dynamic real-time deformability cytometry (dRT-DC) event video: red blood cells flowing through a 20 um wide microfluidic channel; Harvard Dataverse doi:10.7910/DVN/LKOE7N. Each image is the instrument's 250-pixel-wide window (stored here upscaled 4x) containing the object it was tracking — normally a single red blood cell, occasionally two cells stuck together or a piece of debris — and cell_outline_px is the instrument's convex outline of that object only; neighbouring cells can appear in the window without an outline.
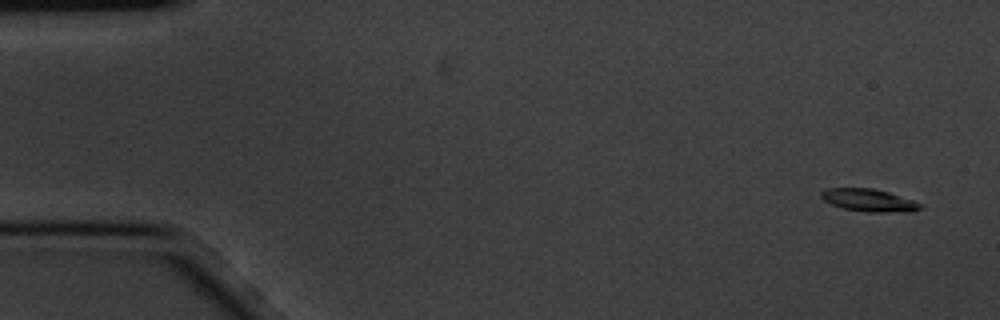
{"species": "common noctule bat (a hibernating species)", "species_latin": "Nyctalus noctula", "temperature_condition": "cold", "stored_images_in_passage": 6, "camera_frame_rate_fps": 3000, "um_per_image_px": 0.085, "animal": {"sex": "male", "body_mass_g": 20.1, "forearm_length_mm": 53.5}, "frame": {"image": 1, "passage_image": 1, "time_ms": 0.0, "image_size_px": [1000, 320], "cell_outline_px": [[924, 208], [912, 212], [868, 212], [844, 208], [832, 204], [824, 200], [820, 196], [820, 192], [824, 188], [872, 188], [888, 192], [924, 204]], "centroid_in_image_um": [73.89, 17.02], "position_along_channel_um": 11.1, "area_um2": 13.12}}
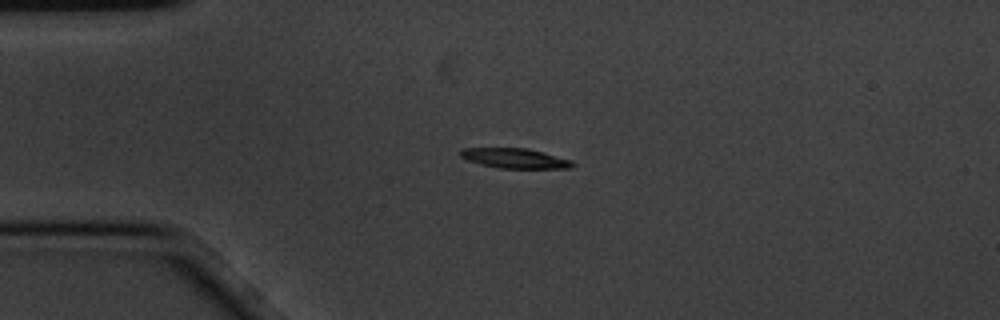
{"frame": {"image": 2, "passage_image": 4, "time_ms": 1.0, "image_size_px": [1000, 320], "cell_outline_px": [[576, 164], [572, 168], [500, 168], [480, 164], [468, 160], [460, 156], [460, 148], [528, 148], [544, 152], [572, 160]], "centroid_in_image_um": [43.8, 13.45], "position_along_channel_um": 41.2, "area_um2": 13.06}}
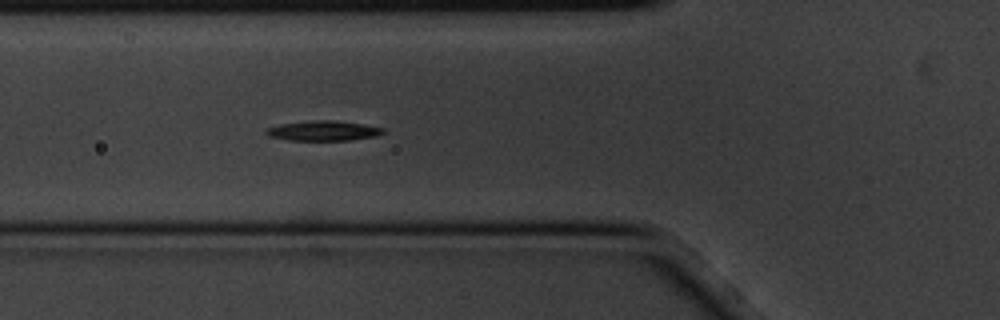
{"frame": {"image": 3, "passage_image": 6, "time_ms": 1.667, "image_size_px": [1000, 320], "cell_outline_px": [[384, 132], [376, 136], [352, 140], [288, 140], [268, 136], [264, 132], [268, 128], [280, 124], [312, 120], [332, 120], [360, 124], [384, 128]], "centroid_in_image_um": [27.45, 11.12], "position_along_channel_um": 98.3, "area_um2": 13.47}}